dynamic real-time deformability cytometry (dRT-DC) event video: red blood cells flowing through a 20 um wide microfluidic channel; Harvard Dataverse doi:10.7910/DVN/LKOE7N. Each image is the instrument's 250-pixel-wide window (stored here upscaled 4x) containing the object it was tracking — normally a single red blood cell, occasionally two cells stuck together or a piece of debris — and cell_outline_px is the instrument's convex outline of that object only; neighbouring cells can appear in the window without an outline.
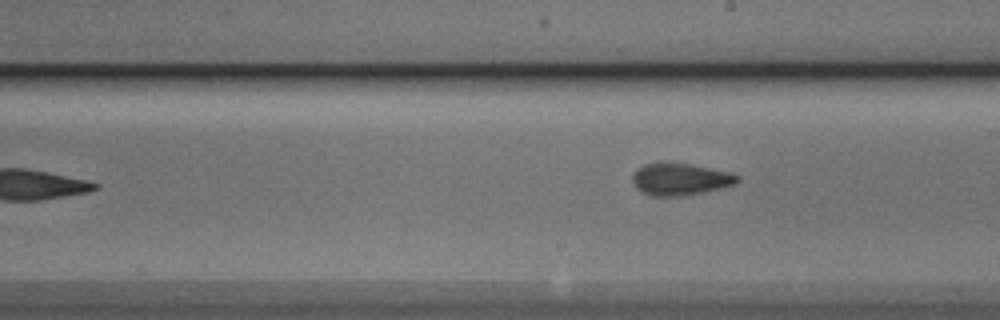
{"species": "Egyptian fruit bat (a non-hibernating species)", "species_latin": "Rousettus aegyptiacus", "temperature_condition": "cold", "stored_images_in_passage": 9, "camera_frame_rate_fps": 3000, "um_per_image_px": 0.085, "animal": {"sex": "male"}, "frame": {"image": 1, "passage_image": 9, "time_ms": 2.667, "image_size_px": [1000, 320], "cell_outline_px": [[740, 180], [736, 184], [676, 196], [652, 196], [640, 192], [632, 184], [632, 176], [636, 168], [644, 164], [660, 160], [668, 160], [728, 172], [740, 176]], "centroid_in_image_um": [57.7, 15.19], "position_along_channel_um": 231.3, "area_um2": 19.71}}